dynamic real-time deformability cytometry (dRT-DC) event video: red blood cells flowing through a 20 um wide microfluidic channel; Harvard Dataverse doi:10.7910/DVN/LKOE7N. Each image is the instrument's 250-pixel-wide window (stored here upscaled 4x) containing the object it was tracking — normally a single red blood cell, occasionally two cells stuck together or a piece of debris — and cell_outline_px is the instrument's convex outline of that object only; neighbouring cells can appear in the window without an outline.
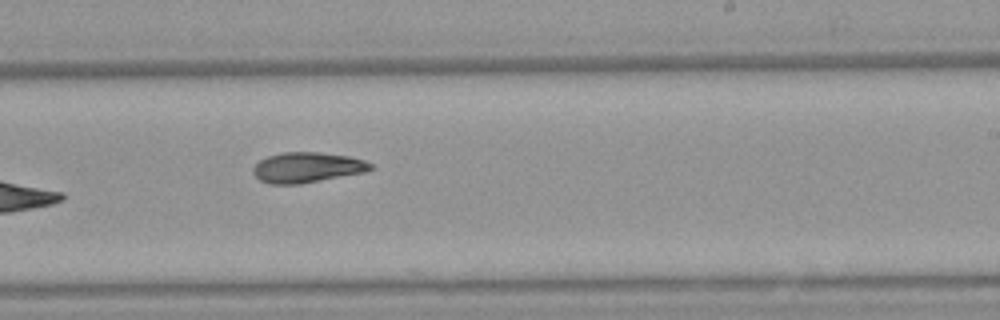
{"species": "Egyptian fruit bat (a non-hibernating species)", "species_latin": "Rousettus aegyptiacus", "temperature_condition": "warm", "stored_images_in_passage": 8, "camera_frame_rate_fps": 3000, "um_per_image_px": 0.085, "animal": {"sex": "female"}, "frame": {"image": 1, "passage_image": 8, "time_ms": 9.333, "image_size_px": [1000, 320], "cell_outline_px": [[376, 168], [364, 172], [300, 184], [268, 184], [260, 180], [252, 172], [252, 168], [260, 160], [268, 156], [280, 152], [320, 152], [348, 156], [364, 160], [372, 164]], "centroid_in_image_um": [26.1, 14.23], "position_along_channel_um": 262.9, "area_um2": 20.81}}